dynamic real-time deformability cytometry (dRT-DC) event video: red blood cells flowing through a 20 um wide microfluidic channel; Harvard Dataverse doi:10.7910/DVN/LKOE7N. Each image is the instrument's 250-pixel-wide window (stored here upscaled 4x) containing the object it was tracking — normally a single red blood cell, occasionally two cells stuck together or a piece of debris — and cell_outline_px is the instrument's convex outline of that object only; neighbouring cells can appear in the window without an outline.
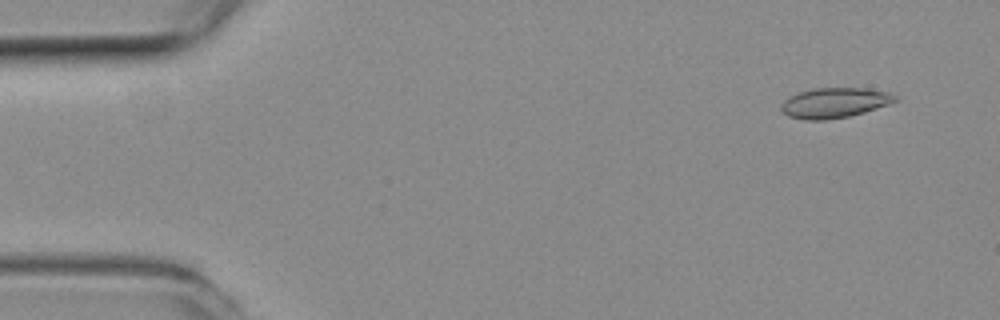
{"species": "common noctule bat (a hibernating species)", "species_latin": "Nyctalus noctula", "temperature_condition": "room temperature", "stored_images_in_passage": 54, "camera_frame_rate_fps": 3000, "um_per_image_px": 0.085, "animal": {"sex": "female", "body_mass_g": 19.3, "forearm_length_mm": 54.1}, "frame": {"image": 1, "passage_image": 4, "time_ms": 1.0, "image_size_px": [1000, 320], "cell_outline_px": [[900, 100], [864, 112], [848, 116], [824, 120], [804, 120], [788, 116], [780, 108], [780, 104], [784, 100], [800, 92], [812, 88], [864, 88], [888, 92], [896, 96]], "centroid_in_image_um": [70.93, 8.74], "position_along_channel_um": 14.1, "area_um2": 19.88}}
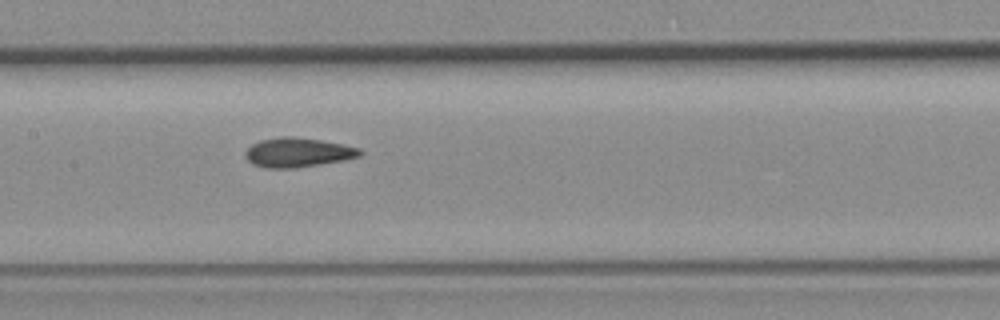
{"frame": {"image": 2, "passage_image": 26, "time_ms": 8.333, "image_size_px": [1000, 320], "cell_outline_px": [[364, 152], [360, 156], [344, 160], [296, 168], [264, 168], [252, 164], [244, 156], [244, 152], [252, 144], [260, 140], [280, 136], [292, 136], [320, 140], [344, 144], [360, 148]], "centroid_in_image_um": [25.31, 12.96], "position_along_channel_um": 182.1, "area_um2": 19.83}}
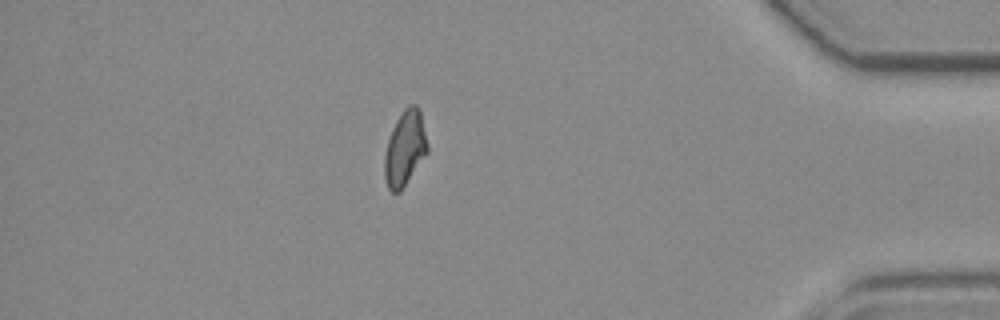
{"frame": {"image": 3, "passage_image": 47, "time_ms": 15.333, "image_size_px": [1000, 320], "cell_outline_px": [[428, 152], [400, 192], [392, 192], [388, 188], [384, 176], [384, 156], [388, 140], [392, 128], [396, 120], [404, 108], [408, 104], [416, 104], [420, 108], [428, 144]], "centroid_in_image_um": [34.43, 12.58], "position_along_channel_um": 400.8, "area_um2": 18.9}, "authors_computed_cell_mechanics": {"area_um2": 19.074, "velocity_mm_per_s": 3.7645, "shape_relaxation_time_tau1_ms": null, "shape_relaxation_time_tau2_ms": 2.0878, "deformation_change_tau1": null, "deformation_change_tau2": 0.0659}}